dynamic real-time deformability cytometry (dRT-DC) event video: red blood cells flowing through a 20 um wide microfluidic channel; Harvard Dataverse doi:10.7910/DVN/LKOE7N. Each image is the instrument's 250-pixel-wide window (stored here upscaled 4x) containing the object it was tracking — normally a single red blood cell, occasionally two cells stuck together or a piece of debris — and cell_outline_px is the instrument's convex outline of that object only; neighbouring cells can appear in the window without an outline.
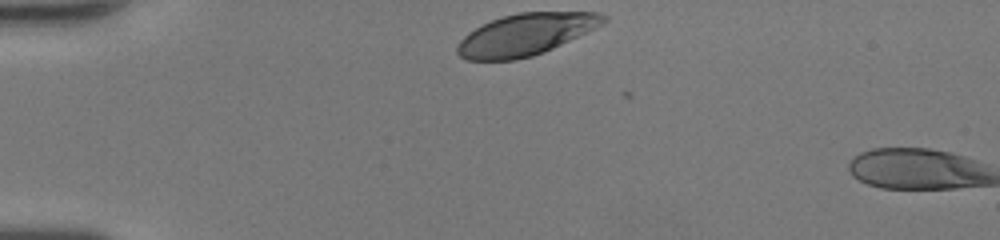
{"species": "human", "species_latin": "Homo sapiens", "temperature_condition": "room temperature", "stored_images_in_passage": 3, "camera_frame_rate_fps": 3000, "um_per_image_px": 0.085, "donor": {"sex": "female"}, "frame": {"image": 1, "passage_image": 1, "time_ms": 0.0, "image_size_px": [1000, 240], "cell_outline_px": [[608, 20], [544, 52], [532, 56], [512, 60], [468, 60], [460, 56], [456, 52], [456, 48], [460, 40], [468, 32], [492, 20], [504, 16], [520, 12], [596, 12], [608, 16]], "centroid_in_image_um": [44.63, 2.93], "position_along_channel_um": 40.4, "area_um2": 34.85}}